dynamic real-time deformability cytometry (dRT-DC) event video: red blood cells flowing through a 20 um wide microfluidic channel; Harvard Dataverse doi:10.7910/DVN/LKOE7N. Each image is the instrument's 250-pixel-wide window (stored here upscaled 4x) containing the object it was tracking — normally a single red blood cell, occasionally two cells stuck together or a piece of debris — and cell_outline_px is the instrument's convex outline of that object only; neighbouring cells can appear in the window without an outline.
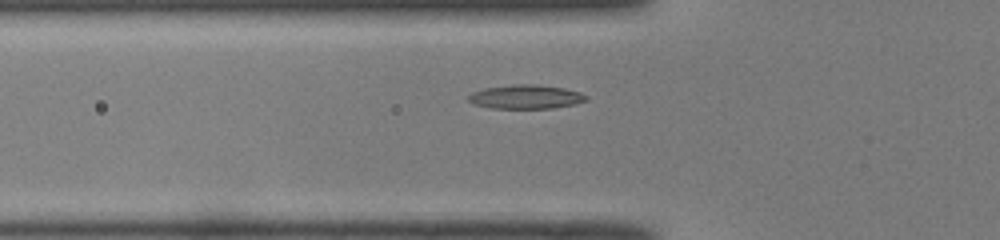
{"species": "common noctule bat (a hibernating species)", "species_latin": "Nyctalus noctula", "temperature_condition": "room temperature", "stored_images_in_passage": 39, "camera_frame_rate_fps": 3000, "um_per_image_px": 0.085, "animal": {"sex": "male", "body_mass_g": 19.0, "forearm_length_mm": 50.8}, "frame": {"image": 1, "passage_image": 9, "time_ms": 2.667, "image_size_px": [1000, 240], "cell_outline_px": [[588, 100], [576, 104], [552, 108], [492, 108], [476, 104], [468, 100], [468, 96], [472, 92], [484, 88], [512, 84], [536, 84], [564, 88], [580, 92], [588, 96]], "centroid_in_image_um": [44.73, 8.22], "position_along_channel_um": 81.1, "area_um2": 16.47}}
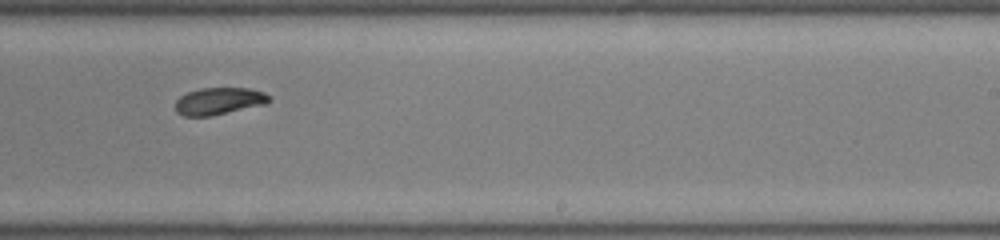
{"frame": {"image": 2, "passage_image": 23, "time_ms": 7.333, "image_size_px": [1000, 240], "cell_outline_px": [[272, 100], [264, 104], [208, 116], [184, 116], [176, 112], [176, 100], [180, 96], [188, 92], [200, 88], [248, 88], [264, 92], [272, 96]], "centroid_in_image_um": [18.62, 8.58], "position_along_channel_um": 270.4, "area_um2": 14.68}}
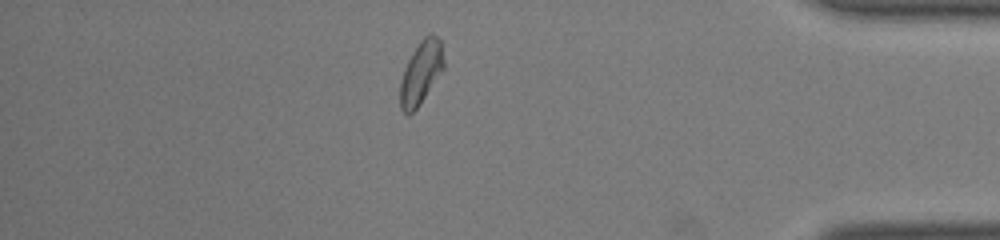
{"frame": {"image": 3, "passage_image": 35, "time_ms": 11.333, "image_size_px": [1000, 240], "cell_outline_px": [[444, 68], [420, 104], [408, 116], [400, 108], [400, 84], [404, 68], [412, 52], [420, 40], [428, 32], [432, 32], [440, 40], [444, 60]], "centroid_in_image_um": [35.78, 6.15], "position_along_channel_um": 399.4, "area_um2": 16.07}}